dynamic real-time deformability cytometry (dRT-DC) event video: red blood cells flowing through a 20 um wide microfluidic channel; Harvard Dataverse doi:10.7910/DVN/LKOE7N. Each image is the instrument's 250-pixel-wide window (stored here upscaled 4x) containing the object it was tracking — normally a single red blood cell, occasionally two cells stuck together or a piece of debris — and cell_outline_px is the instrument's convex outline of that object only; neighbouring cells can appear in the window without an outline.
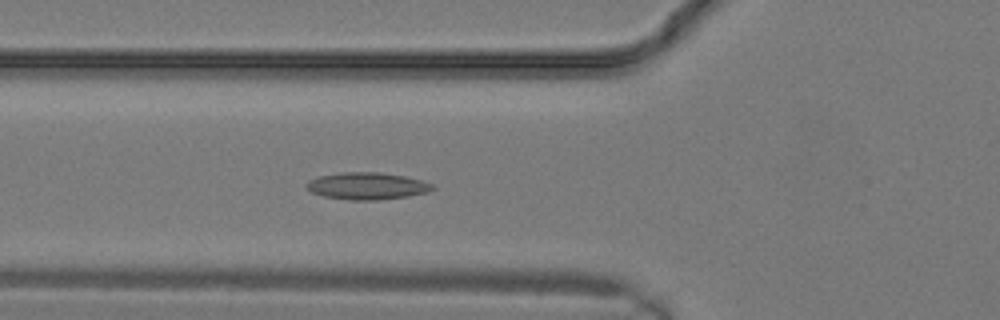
{"species": "common noctule bat (a hibernating species)", "species_latin": "Nyctalus noctula", "temperature_condition": "warm", "stored_images_in_passage": 5, "camera_frame_rate_fps": 3000, "um_per_image_px": 0.085, "animal": {"sex": "male", "body_mass_g": 19.2, "forearm_length_mm": 51.8}, "frame": {"image": 1, "passage_image": 5, "time_ms": 1.333, "image_size_px": [1000, 320], "cell_outline_px": [[436, 188], [428, 192], [408, 196], [380, 200], [348, 200], [324, 196], [312, 192], [308, 188], [308, 180], [320, 176], [340, 172], [380, 172], [404, 176], [420, 180], [432, 184]], "centroid_in_image_um": [31.23, 15.81], "position_along_channel_um": 94.6, "area_um2": 19.77}}